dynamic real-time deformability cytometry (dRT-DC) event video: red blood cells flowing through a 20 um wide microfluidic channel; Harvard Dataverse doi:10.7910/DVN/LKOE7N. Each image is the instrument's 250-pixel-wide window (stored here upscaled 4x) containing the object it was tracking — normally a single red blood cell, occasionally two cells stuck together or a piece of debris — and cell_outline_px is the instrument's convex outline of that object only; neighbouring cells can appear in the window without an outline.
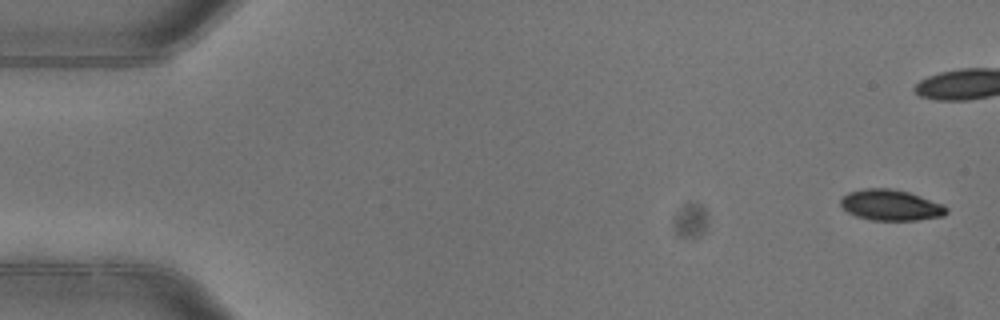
{"species": "common noctule bat (a hibernating species)", "species_latin": "Nyctalus noctula", "temperature_condition": "warm", "stored_images_in_passage": 9, "camera_frame_rate_fps": 3000, "um_per_image_px": 0.085, "animal": {"sex": "female"}, "frame": {"image": 1, "passage_image": 1, "time_ms": 0.0, "image_size_px": [1000, 320], "cell_outline_px": [[948, 212], [944, 216], [916, 220], [872, 220], [856, 216], [848, 212], [840, 204], [840, 200], [848, 192], [864, 188], [892, 188], [908, 192], [944, 204], [948, 208]], "centroid_in_image_um": [75.74, 17.43], "position_along_channel_um": 9.3, "area_um2": 19.07}}
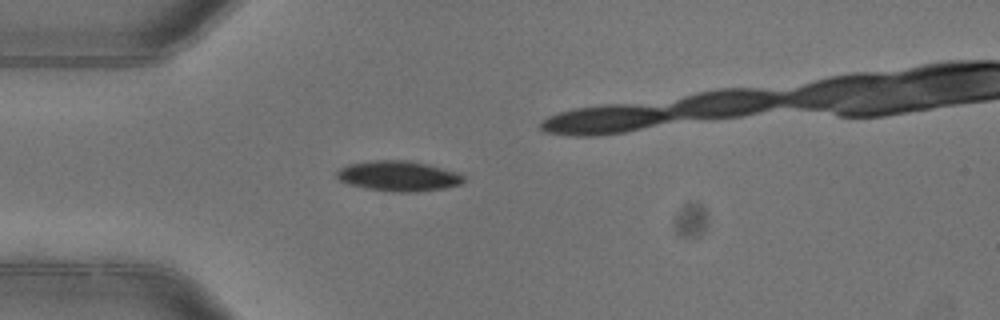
{"frame": {"image": 2, "passage_image": 4, "time_ms": 1.0, "image_size_px": [1000, 320], "cell_outline_px": [[464, 180], [460, 184], [444, 188], [416, 192], [392, 192], [364, 188], [348, 184], [340, 180], [336, 176], [336, 172], [340, 168], [348, 164], [372, 160], [408, 160], [428, 164], [456, 172], [464, 176]], "centroid_in_image_um": [33.84, 14.96], "position_along_channel_um": 51.2, "area_um2": 22.43}}